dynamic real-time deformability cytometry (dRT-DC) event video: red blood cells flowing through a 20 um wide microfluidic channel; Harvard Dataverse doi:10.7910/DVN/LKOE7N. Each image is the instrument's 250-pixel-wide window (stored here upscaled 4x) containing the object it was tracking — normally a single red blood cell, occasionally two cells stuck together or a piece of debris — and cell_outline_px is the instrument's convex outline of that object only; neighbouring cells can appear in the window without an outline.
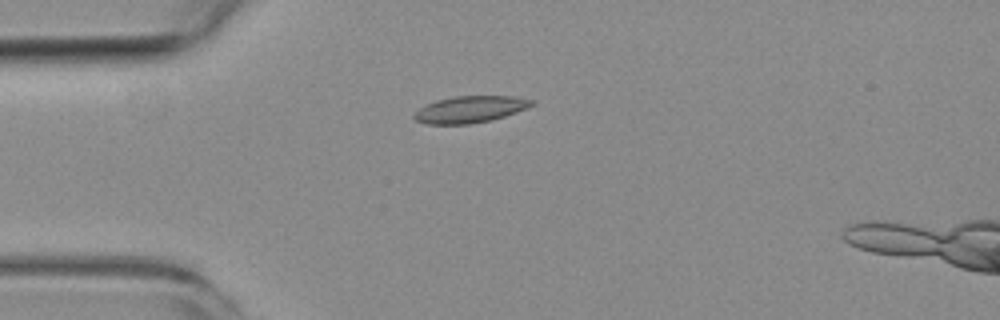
{"species": "common noctule bat (a hibernating species)", "species_latin": "Nyctalus noctula", "temperature_condition": "room temperature", "stored_images_in_passage": 7, "camera_frame_rate_fps": 3000, "um_per_image_px": 0.085, "animal": {"sex": "female", "body_mass_g": 19.3, "forearm_length_mm": 54.1}, "frame": {"image": 1, "passage_image": 4, "time_ms": 4.333, "image_size_px": [1000, 320], "cell_outline_px": [[536, 104], [528, 108], [492, 120], [468, 124], [428, 124], [416, 120], [412, 116], [420, 108], [436, 100], [452, 96], [512, 96], [536, 100]], "centroid_in_image_um": [40.01, 9.29], "position_along_channel_um": 45.0, "area_um2": 18.32}}
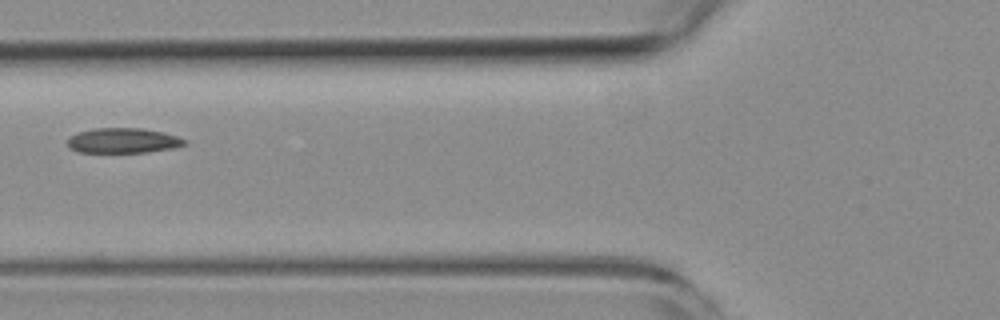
{"frame": {"image": 2, "passage_image": 6, "time_ms": 6.667, "image_size_px": [1000, 320], "cell_outline_px": [[188, 144], [172, 148], [148, 152], [80, 152], [72, 148], [68, 144], [68, 136], [92, 128], [144, 128], [164, 132], [188, 140]], "centroid_in_image_um": [10.51, 11.94], "position_along_channel_um": 115.3, "area_um2": 17.11}}
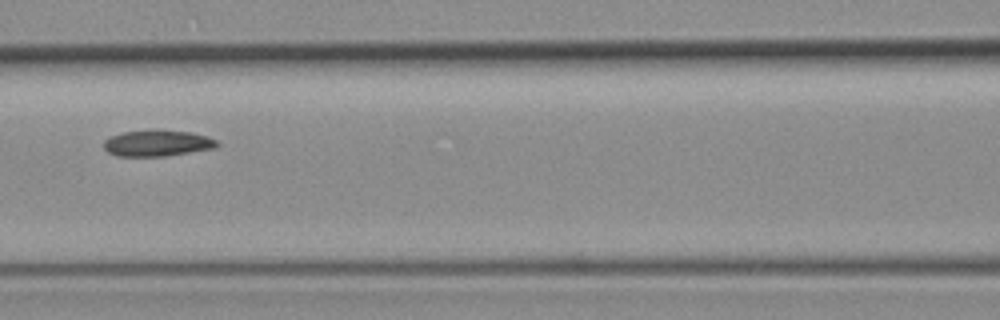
{"frame": {"image": 3, "passage_image": 7, "time_ms": 7.667, "image_size_px": [1000, 320], "cell_outline_px": [[220, 144], [216, 148], [164, 156], [116, 156], [108, 152], [104, 148], [104, 140], [112, 136], [124, 132], [152, 128], [156, 128], [192, 132], [208, 136], [216, 140]], "centroid_in_image_um": [13.4, 12.14], "position_along_channel_um": 153.2, "area_um2": 17.69}}